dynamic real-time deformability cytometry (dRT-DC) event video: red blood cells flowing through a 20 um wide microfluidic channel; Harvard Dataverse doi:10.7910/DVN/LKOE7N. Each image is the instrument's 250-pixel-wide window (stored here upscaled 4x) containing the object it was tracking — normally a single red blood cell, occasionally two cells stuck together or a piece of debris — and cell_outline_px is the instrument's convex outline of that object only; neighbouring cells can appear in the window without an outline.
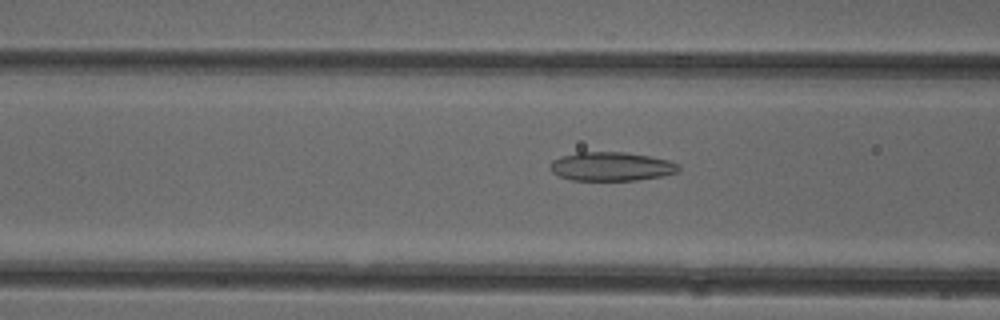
{"species": "common noctule bat (a hibernating species)", "species_latin": "Nyctalus noctula", "temperature_condition": "cold", "stored_images_in_passage": 45, "camera_frame_rate_fps": 3000, "um_per_image_px": 0.085, "animal": {"sex": "female"}, "frame": {"image": 1, "passage_image": 14, "time_ms": 4.333, "image_size_px": [1000, 320], "cell_outline_px": [[680, 168], [676, 172], [664, 176], [636, 180], [572, 180], [560, 176], [552, 172], [548, 168], [548, 164], [552, 160], [560, 156], [576, 152], [624, 152], [648, 156], [668, 160], [680, 164]], "centroid_in_image_um": [51.93, 14.14], "position_along_channel_um": 114.7, "area_um2": 21.73}}
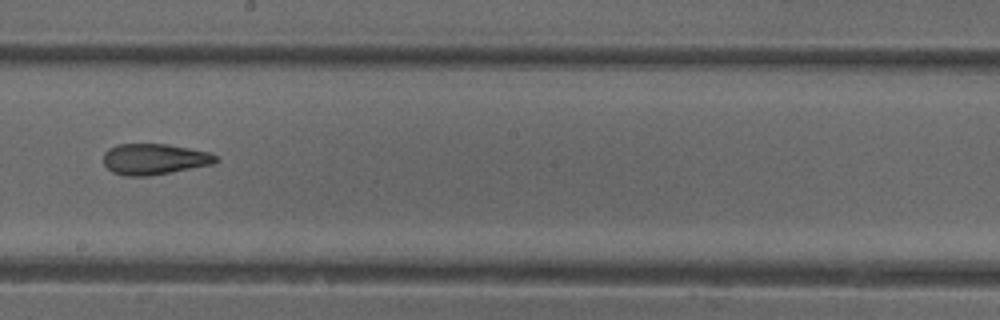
{"frame": {"image": 2, "passage_image": 23, "time_ms": 7.333, "image_size_px": [1000, 320], "cell_outline_px": [[220, 160], [212, 164], [148, 176], [128, 176], [112, 172], [104, 164], [104, 152], [108, 148], [116, 144], [168, 144], [208, 152], [216, 156]], "centroid_in_image_um": [13.09, 13.52], "position_along_channel_um": 235.1, "area_um2": 20.11}}
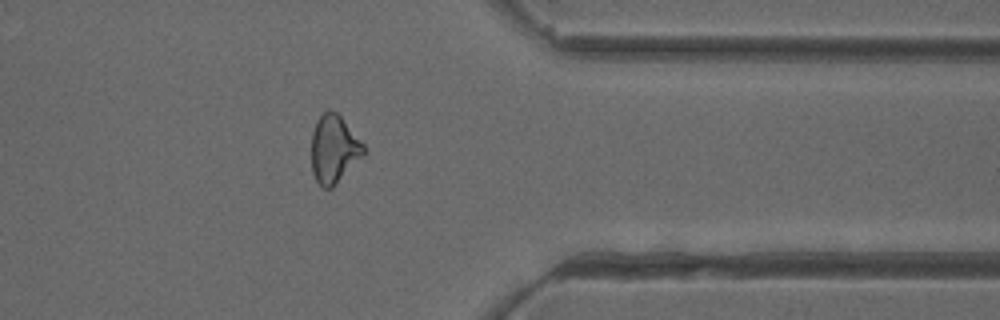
{"frame": {"image": 3, "passage_image": 35, "time_ms": 11.333, "image_size_px": [1000, 320], "cell_outline_px": [[364, 152], [336, 184], [332, 188], [324, 188], [316, 180], [312, 172], [312, 132], [320, 116], [328, 108], [336, 112], [340, 116], [364, 144]], "centroid_in_image_um": [28.36, 12.66], "position_along_channel_um": 383.0, "area_um2": 20.11}, "authors_computed_cell_mechanics": {"area_um2": 21.0392, "velocity_mm_per_s": 4.0065, "shape_relaxation_time_tau1_ms": null, "shape_relaxation_time_tau2_ms": 3.0399, "deformation_change_tau1": null, "deformation_change_tau2": 0.1181}}